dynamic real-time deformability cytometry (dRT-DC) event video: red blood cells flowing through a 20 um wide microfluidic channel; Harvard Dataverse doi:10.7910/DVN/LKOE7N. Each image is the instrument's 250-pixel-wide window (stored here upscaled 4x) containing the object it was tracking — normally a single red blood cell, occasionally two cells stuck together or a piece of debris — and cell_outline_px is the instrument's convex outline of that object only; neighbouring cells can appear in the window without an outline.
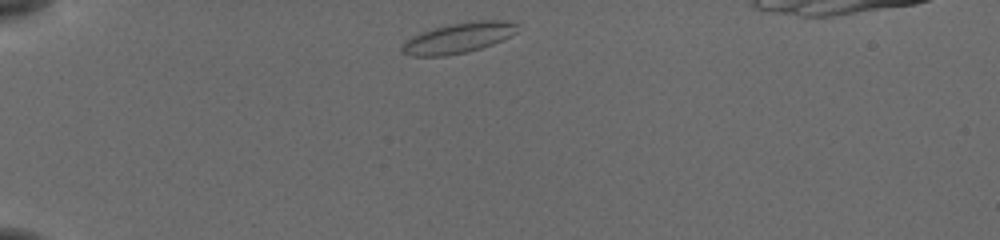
{"species": "common noctule bat (a hibernating species)", "species_latin": "Nyctalus noctula", "temperature_condition": "cold", "stored_images_in_passage": 22, "camera_frame_rate_fps": 3000, "um_per_image_px": 0.085, "animal": {"sex": "female", "body_mass_g": 19.5, "forearm_length_mm": 54.1}, "frame": {"image": 1, "passage_image": 1, "time_ms": 0.0, "image_size_px": [1000, 240], "cell_outline_px": [[516, 32], [492, 44], [480, 48], [464, 52], [444, 56], [412, 56], [404, 52], [400, 48], [404, 40], [420, 32], [432, 28], [448, 24], [472, 20], [504, 20], [516, 24]], "centroid_in_image_um": [38.89, 3.21], "position_along_channel_um": 46.1, "area_um2": 20.29}}
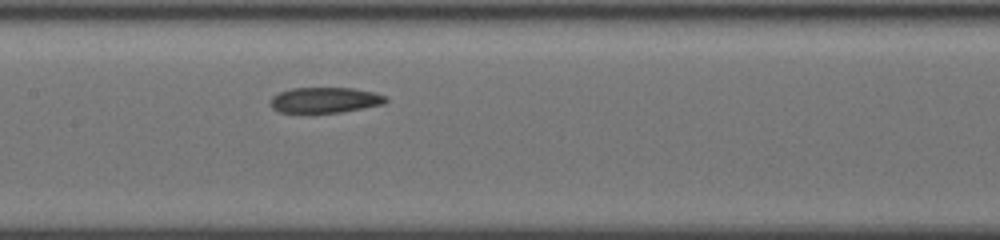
{"frame": {"image": 2, "passage_image": 15, "time_ms": 4.667, "image_size_px": [1000, 240], "cell_outline_px": [[388, 100], [384, 104], [340, 112], [280, 112], [272, 108], [272, 96], [280, 92], [292, 88], [352, 88], [372, 92], [384, 96]], "centroid_in_image_um": [27.62, 8.5], "position_along_channel_um": 179.8, "area_um2": 16.82}}
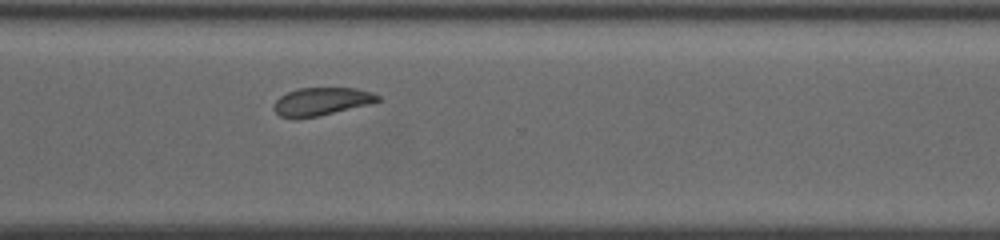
{"frame": {"image": 3, "passage_image": 22, "time_ms": 7.0, "image_size_px": [1000, 240], "cell_outline_px": [[380, 100], [372, 104], [316, 116], [296, 120], [280, 116], [276, 112], [276, 100], [280, 96], [288, 92], [300, 88], [356, 88], [372, 92], [380, 96]], "centroid_in_image_um": [27.36, 8.63], "position_along_channel_um": 343.2, "area_um2": 16.88}}